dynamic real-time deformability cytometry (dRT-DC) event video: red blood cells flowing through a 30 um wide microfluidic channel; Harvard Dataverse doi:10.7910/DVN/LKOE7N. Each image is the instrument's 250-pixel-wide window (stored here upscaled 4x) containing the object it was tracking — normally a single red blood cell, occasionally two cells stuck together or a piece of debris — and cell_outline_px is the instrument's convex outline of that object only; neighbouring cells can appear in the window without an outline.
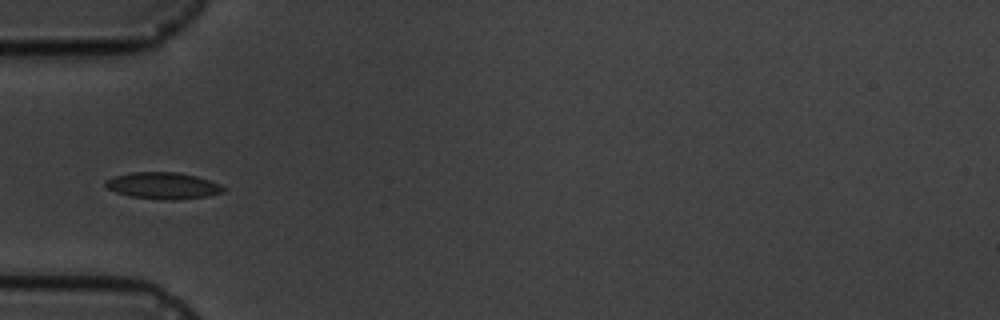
{"species": "common noctule bat (a hibernating species)", "species_latin": "Nyctalus noctula", "temperature_condition": "cold", "stored_images_in_passage": 9, "camera_frame_rate_fps": 3000, "um_per_image_px": 0.085, "animal": {"sex": "male", "body_mass_g": 19.5, "forearm_length_mm": 54.6}, "frame": {"image": 1, "passage_image": 6, "time_ms": 6.0, "image_size_px": [1000, 320], "cell_outline_px": [[228, 188], [224, 192], [208, 196], [172, 200], [168, 200], [132, 196], [116, 192], [108, 188], [104, 184], [104, 180], [112, 176], [132, 172], [176, 172], [196, 176], [220, 184]], "centroid_in_image_um": [13.87, 15.77], "position_along_channel_um": 71.1, "area_um2": 18.26}}
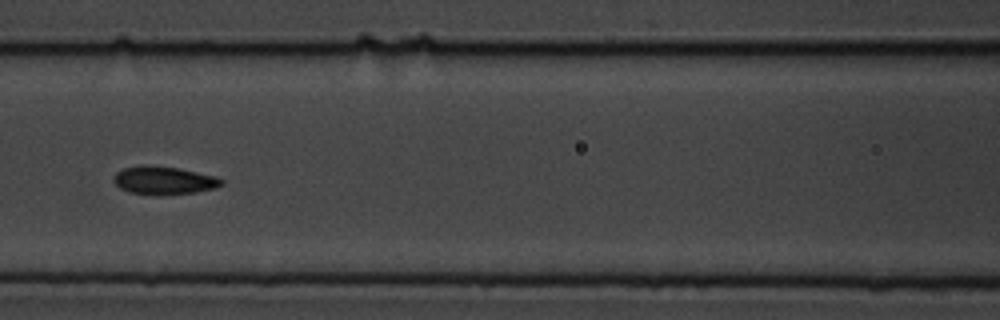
{"frame": {"image": 2, "passage_image": 8, "time_ms": 8.333, "image_size_px": [1000, 320], "cell_outline_px": [[224, 184], [216, 188], [196, 192], [128, 192], [120, 188], [112, 180], [112, 176], [116, 172], [124, 168], [140, 164], [148, 164], [180, 168], [216, 176], [224, 180]], "centroid_in_image_um": [13.93, 15.27], "position_along_channel_um": 152.7, "area_um2": 17.22}}
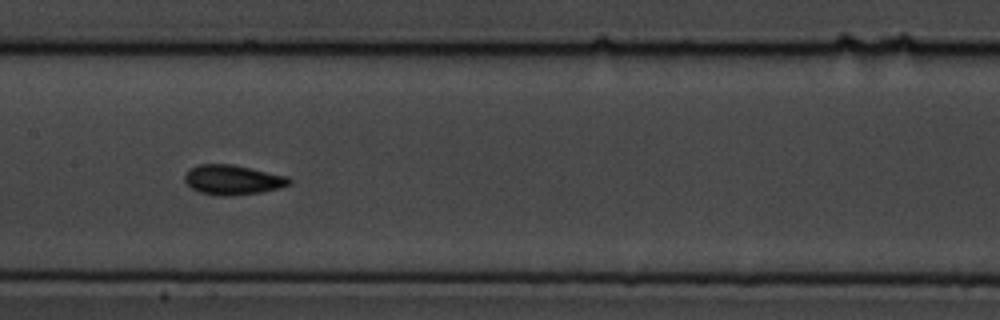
{"frame": {"image": 3, "passage_image": 9, "time_ms": 9.333, "image_size_px": [1000, 320], "cell_outline_px": [[292, 180], [288, 184], [280, 188], [260, 192], [228, 196], [216, 196], [200, 192], [192, 188], [184, 180], [184, 176], [192, 168], [200, 164], [232, 164], [288, 176]], "centroid_in_image_um": [19.79, 15.29], "position_along_channel_um": 187.6, "area_um2": 17.98}}